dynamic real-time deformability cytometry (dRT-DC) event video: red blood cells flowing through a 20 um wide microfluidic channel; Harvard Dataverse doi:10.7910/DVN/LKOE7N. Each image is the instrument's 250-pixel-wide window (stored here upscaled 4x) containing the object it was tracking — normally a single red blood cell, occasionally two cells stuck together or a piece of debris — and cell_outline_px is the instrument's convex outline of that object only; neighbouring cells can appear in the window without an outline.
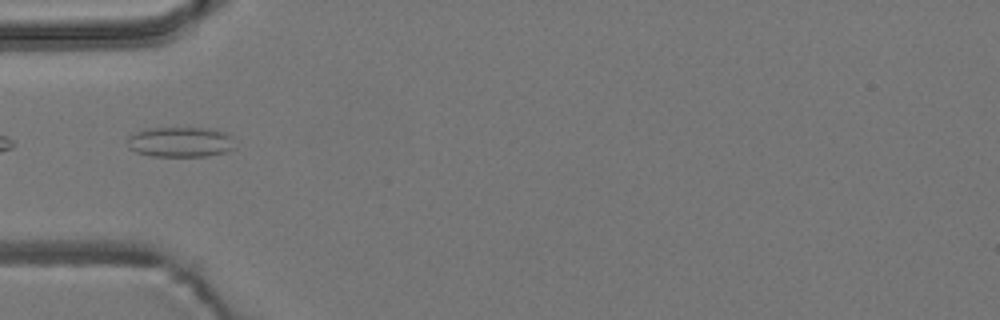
{"species": "common noctule bat (a hibernating species)", "species_latin": "Nyctalus noctula", "temperature_condition": "room temperature", "stored_images_in_passage": 3, "camera_frame_rate_fps": 3000, "um_per_image_px": 0.085, "animal": {"sex": "male", "body_mass_g": 19.2, "forearm_length_mm": 51.8}, "frame": {"image": 1, "passage_image": 1, "time_ms": 0.0, "image_size_px": [1000, 320], "cell_outline_px": [[236, 148], [224, 152], [204, 156], [152, 156], [136, 152], [128, 148], [128, 136], [144, 128], [208, 128], [224, 132], [232, 136]], "centroid_in_image_um": [15.33, 12.06], "position_along_channel_um": 69.7, "area_um2": 19.02}}